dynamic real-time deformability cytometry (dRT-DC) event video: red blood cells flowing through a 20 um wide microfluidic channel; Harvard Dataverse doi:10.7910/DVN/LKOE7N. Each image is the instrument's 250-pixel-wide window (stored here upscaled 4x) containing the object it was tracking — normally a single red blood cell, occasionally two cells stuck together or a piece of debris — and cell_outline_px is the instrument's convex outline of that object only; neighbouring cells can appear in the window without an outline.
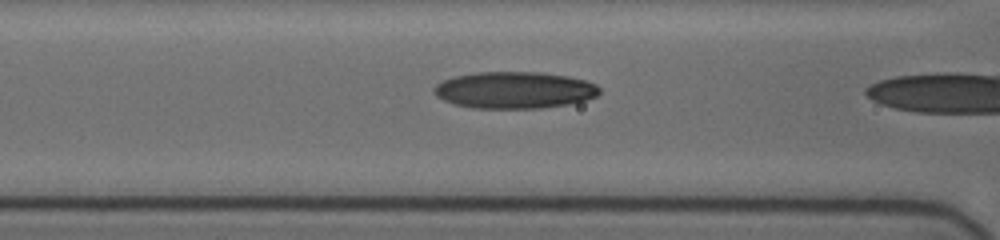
{"species": "human", "species_latin": "Homo sapiens", "temperature_condition": "cold", "stored_images_in_passage": 7, "camera_frame_rate_fps": 3000, "um_per_image_px": 0.085, "donor": {"sex": "female"}, "frame": {"image": 1, "passage_image": 4, "time_ms": 1.667, "image_size_px": [1000, 240], "cell_outline_px": [[600, 92], [596, 96], [584, 100], [568, 104], [540, 108], [472, 108], [452, 104], [436, 96], [432, 92], [432, 88], [436, 84], [444, 80], [456, 76], [476, 72], [540, 72], [568, 76], [584, 80], [596, 84], [600, 88]], "centroid_in_image_um": [43.69, 7.66], "position_along_channel_um": 122.9, "area_um2": 35.55}}